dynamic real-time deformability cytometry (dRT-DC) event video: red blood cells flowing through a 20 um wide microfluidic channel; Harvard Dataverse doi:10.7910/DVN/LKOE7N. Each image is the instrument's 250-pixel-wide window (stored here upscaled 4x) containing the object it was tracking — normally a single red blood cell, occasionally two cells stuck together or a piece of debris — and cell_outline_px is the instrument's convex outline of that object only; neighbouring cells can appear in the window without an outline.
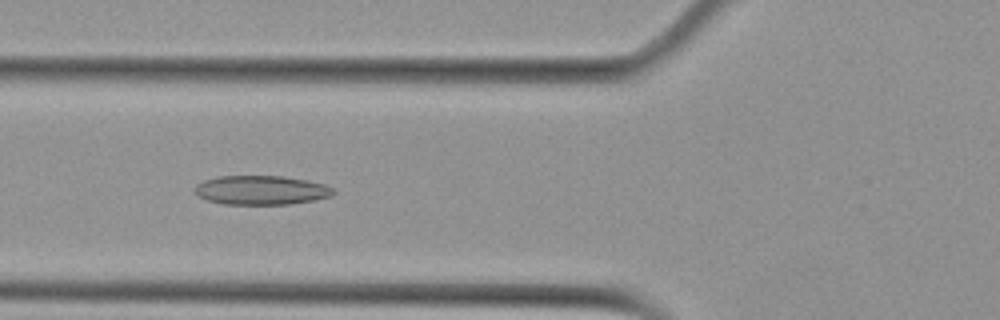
{"species": "Egyptian fruit bat (a non-hibernating species)", "species_latin": "Rousettus aegyptiacus", "temperature_condition": "cold", "stored_images_in_passage": 40, "camera_frame_rate_fps": 3000, "um_per_image_px": 0.085, "animal": {"sex": "female"}, "frame": {"image": 1, "passage_image": 7, "time_ms": 2.0, "image_size_px": [1000, 320], "cell_outline_px": [[336, 192], [332, 196], [292, 204], [224, 204], [208, 200], [196, 196], [192, 188], [196, 184], [204, 180], [220, 176], [284, 176], [308, 180], [324, 184], [332, 188]], "centroid_in_image_um": [22.17, 16.16], "position_along_channel_um": 103.6, "area_um2": 23.7}}
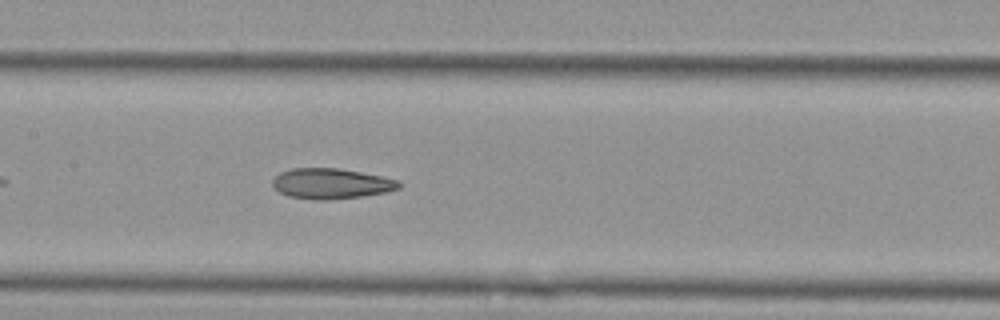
{"frame": {"image": 2, "passage_image": 13, "time_ms": 4.0, "image_size_px": [1000, 320], "cell_outline_px": [[400, 188], [384, 192], [360, 196], [324, 200], [312, 200], [288, 196], [280, 192], [272, 184], [272, 180], [280, 172], [292, 168], [340, 168], [384, 176], [400, 180]], "centroid_in_image_um": [28.15, 15.59], "position_along_channel_um": 179.2, "area_um2": 22.43}}
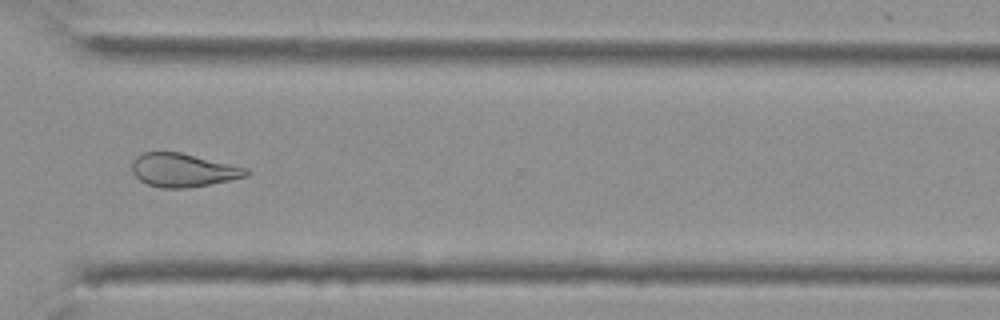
{"frame": {"image": 3, "passage_image": 27, "time_ms": 8.667, "image_size_px": [1000, 320], "cell_outline_px": [[248, 176], [232, 180], [188, 188], [160, 188], [148, 184], [140, 180], [132, 172], [132, 160], [136, 156], [144, 152], [180, 152], [248, 168]], "centroid_in_image_um": [15.56, 14.46], "position_along_channel_um": 355.0, "area_um2": 22.31}}